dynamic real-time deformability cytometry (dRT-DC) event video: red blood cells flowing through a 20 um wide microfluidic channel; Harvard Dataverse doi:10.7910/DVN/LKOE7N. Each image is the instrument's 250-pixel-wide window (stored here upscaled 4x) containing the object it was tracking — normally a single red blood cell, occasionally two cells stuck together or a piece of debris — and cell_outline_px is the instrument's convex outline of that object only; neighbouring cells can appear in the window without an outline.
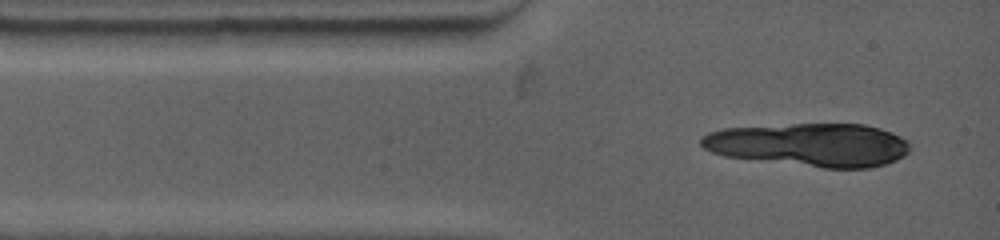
{"species": "common noctule bat (a hibernating species)", "species_latin": "Nyctalus noctula", "temperature_condition": "warm", "stored_images_in_passage": 2, "camera_frame_rate_fps": 4500, "um_per_image_px": 0.085, "animal": {"sex": "female", "body_mass_g": 19.0, "forearm_length_mm": 53.3}, "frame": {"image": 1, "passage_image": 1, "time_ms": 0.0, "image_size_px": [1000, 240], "cell_outline_px": [[472, 36], [444, 44], [332, 44], [324, 40], [316, 28], [472, 28]], "centroid_in_image_um": [33.47, 3.03], "position_along_channel_um": 51.5, "area_um2": 16.53}}